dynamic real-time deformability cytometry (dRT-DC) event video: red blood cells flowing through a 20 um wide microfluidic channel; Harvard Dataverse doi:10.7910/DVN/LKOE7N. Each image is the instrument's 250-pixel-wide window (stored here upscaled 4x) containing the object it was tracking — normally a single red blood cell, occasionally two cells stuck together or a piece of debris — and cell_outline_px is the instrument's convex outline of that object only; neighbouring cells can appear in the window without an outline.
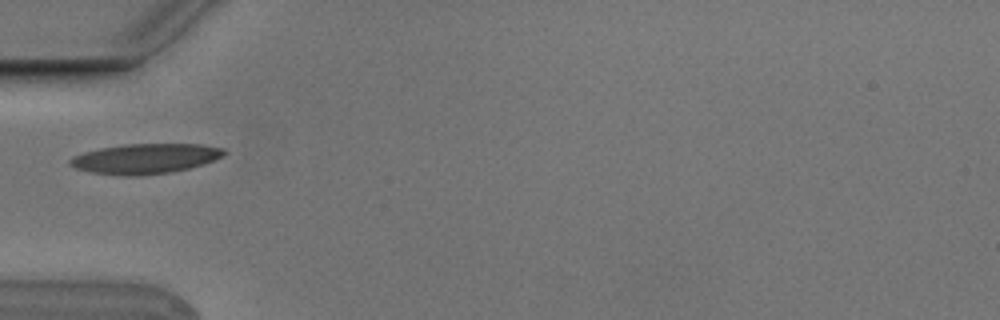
{"species": "Egyptian fruit bat (a non-hibernating species)", "species_latin": "Rousettus aegyptiacus", "temperature_condition": "cold", "stored_images_in_passage": 2, "camera_frame_rate_fps": 3000, "um_per_image_px": 0.085, "animal": {"sex": "male"}, "frame": {"image": 1, "passage_image": 1, "time_ms": 0.0, "image_size_px": [1000, 320], "cell_outline_px": [[228, 152], [224, 156], [204, 164], [188, 168], [168, 172], [140, 176], [124, 176], [92, 172], [76, 168], [68, 164], [68, 160], [72, 156], [84, 152], [100, 148], [124, 144], [200, 144], [224, 148]], "centroid_in_image_um": [12.35, 13.48], "position_along_channel_um": 72.6, "area_um2": 27.05}}